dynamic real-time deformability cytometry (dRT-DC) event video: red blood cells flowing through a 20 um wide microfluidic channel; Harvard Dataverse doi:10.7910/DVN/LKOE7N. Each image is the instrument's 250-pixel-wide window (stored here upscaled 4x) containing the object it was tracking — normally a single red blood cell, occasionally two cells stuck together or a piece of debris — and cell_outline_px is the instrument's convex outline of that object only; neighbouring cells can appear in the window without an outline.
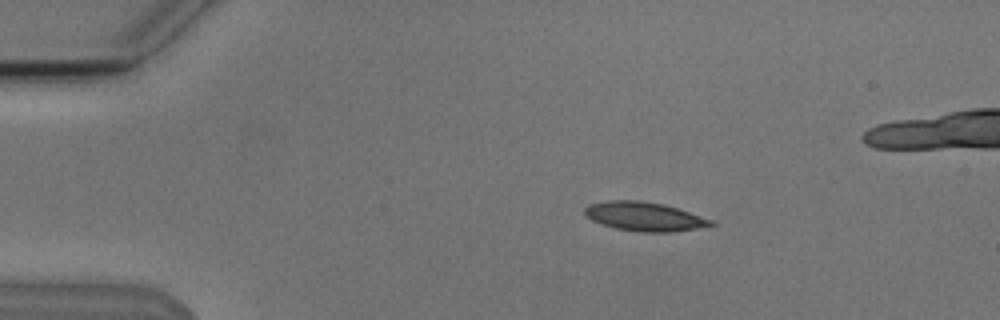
{"species": "Egyptian fruit bat (a non-hibernating species)", "species_latin": "Rousettus aegyptiacus", "temperature_condition": "cold", "stored_images_in_passage": 6, "camera_frame_rate_fps": 3000, "um_per_image_px": 0.085, "animal": {"sex": "male"}, "frame": {"image": 1, "passage_image": 2, "time_ms": 1.333, "image_size_px": [1000, 320], "cell_outline_px": [[716, 224], [696, 228], [672, 232], [640, 232], [616, 228], [600, 224], [584, 216], [584, 208], [588, 204], [608, 200], [640, 200], [664, 204], [712, 220]], "centroid_in_image_um": [54.7, 18.4], "position_along_channel_um": 30.3, "area_um2": 21.27}}